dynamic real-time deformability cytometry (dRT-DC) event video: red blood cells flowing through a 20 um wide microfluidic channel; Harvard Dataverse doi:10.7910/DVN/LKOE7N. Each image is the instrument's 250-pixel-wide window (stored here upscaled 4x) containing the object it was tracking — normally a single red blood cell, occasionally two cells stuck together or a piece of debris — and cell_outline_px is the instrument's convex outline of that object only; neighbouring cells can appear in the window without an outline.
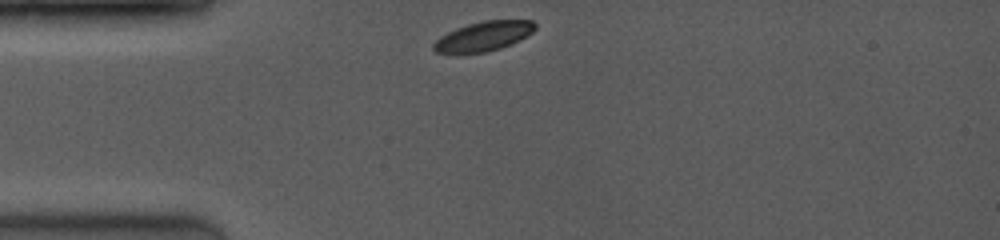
{"species": "common noctule bat (a hibernating species)", "species_latin": "Nyctalus noctula", "temperature_condition": "room temperature", "stored_images_in_passage": 41, "camera_frame_rate_fps": 4000, "um_per_image_px": 0.085, "animal": {"sex": "female", "body_mass_g": 19.0, "forearm_length_mm": 53.3}, "frame": {"image": 1, "passage_image": 1, "time_ms": 0.0, "image_size_px": [1000, 240], "cell_outline_px": [[536, 28], [532, 32], [520, 40], [512, 44], [500, 48], [484, 52], [464, 56], [436, 52], [432, 48], [432, 44], [440, 36], [456, 28], [468, 24], [484, 20], [532, 20], [536, 24]], "centroid_in_image_um": [41.05, 3.12], "position_along_channel_um": 43.9, "area_um2": 17.98}}
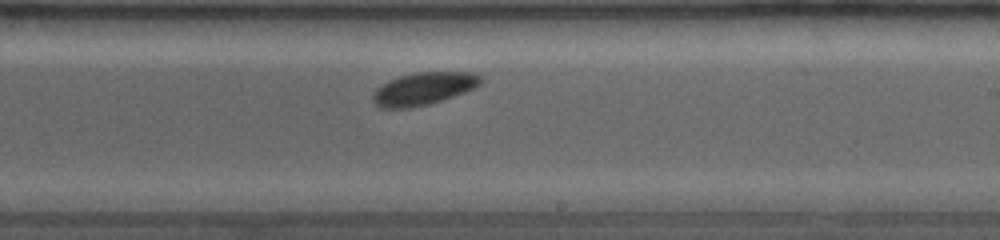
{"frame": {"image": 2, "passage_image": 24, "time_ms": 5.75, "image_size_px": [1000, 240], "cell_outline_px": [[480, 84], [464, 92], [428, 104], [408, 108], [380, 108], [372, 100], [372, 96], [376, 88], [400, 76], [420, 72], [468, 72], [480, 76]], "centroid_in_image_um": [35.96, 7.54], "position_along_channel_um": 253.0, "area_um2": 19.88}}
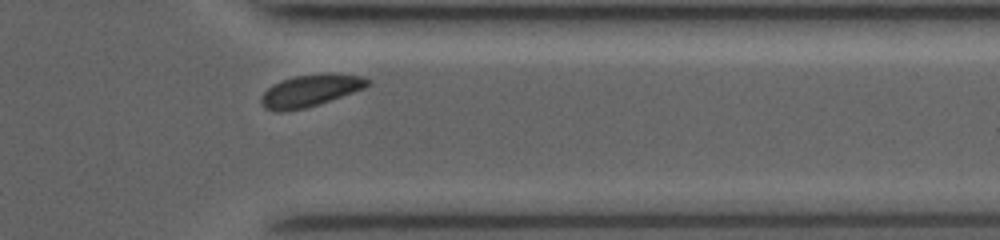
{"frame": {"image": 3, "passage_image": 37, "time_ms": 9.0, "image_size_px": [1000, 240], "cell_outline_px": [[368, 84], [364, 88], [304, 108], [284, 112], [276, 112], [264, 108], [260, 104], [260, 96], [272, 84], [296, 76], [360, 76], [368, 80]], "centroid_in_image_um": [26.21, 7.77], "position_along_channel_um": 385.2, "area_um2": 18.61}, "authors_computed_cell_mechanics": {"area_um2": 19.4786, "velocity_mm_per_s": 4.0074, "shape_relaxation_time_tau1_ms": 1.8014, "shape_relaxation_time_tau2_ms": null, "deformation_change_tau1": 0.0728, "deformation_change_tau2": null}}